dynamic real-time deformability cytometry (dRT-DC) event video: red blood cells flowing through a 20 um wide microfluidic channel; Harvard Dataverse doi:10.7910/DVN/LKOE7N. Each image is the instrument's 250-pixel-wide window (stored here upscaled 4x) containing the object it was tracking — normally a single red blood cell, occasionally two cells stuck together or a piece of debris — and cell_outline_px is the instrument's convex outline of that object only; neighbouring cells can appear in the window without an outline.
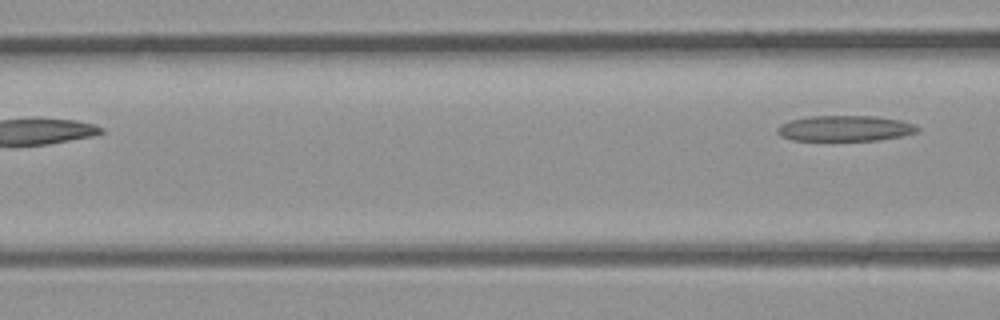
{"species": "common noctule bat (a hibernating species)", "species_latin": "Nyctalus noctula", "temperature_condition": "room temperature", "stored_images_in_passage": 3, "camera_frame_rate_fps": 3000, "um_per_image_px": 0.085, "animal": {"sex": "male", "body_mass_g": 23.1, "forearm_length_mm": 52.7}, "frame": {"image": 1, "passage_image": 3, "time_ms": 0.667, "image_size_px": [1000, 320], "cell_outline_px": [[920, 128], [916, 132], [900, 136], [876, 140], [792, 140], [780, 136], [776, 132], [776, 128], [780, 124], [788, 120], [808, 116], [872, 116], [900, 120], [912, 124]], "centroid_in_image_um": [71.74, 10.9], "position_along_channel_um": 94.9, "area_um2": 20.87}}